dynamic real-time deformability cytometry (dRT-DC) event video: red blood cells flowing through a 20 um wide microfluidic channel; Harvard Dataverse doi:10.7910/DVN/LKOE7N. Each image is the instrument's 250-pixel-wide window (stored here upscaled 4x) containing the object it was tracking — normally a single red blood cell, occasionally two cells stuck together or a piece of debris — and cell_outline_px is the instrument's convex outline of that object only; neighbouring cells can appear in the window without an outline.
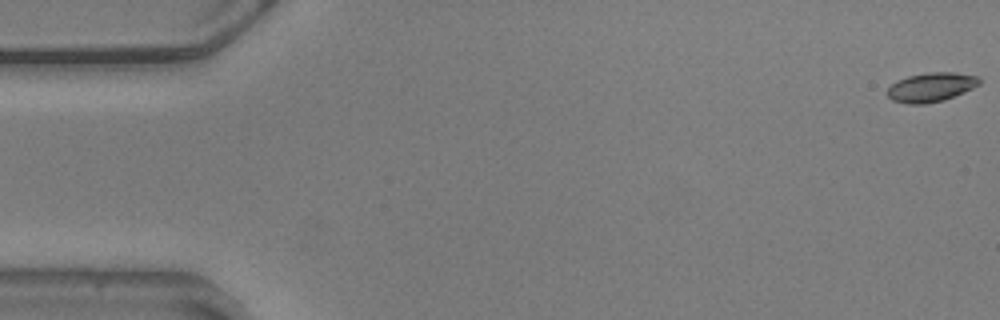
{"species": "common noctule bat (a hibernating species)", "species_latin": "Nyctalus noctula", "temperature_condition": "warm", "stored_images_in_passage": 56, "camera_frame_rate_fps": 3000, "um_per_image_px": 0.085, "animal": {"sex": "male", "body_mass_g": 20.5, "forearm_length_mm": 52.5}, "frame": {"image": 1, "passage_image": 1, "time_ms": 0.0, "image_size_px": [1000, 320], "cell_outline_px": [[980, 84], [964, 92], [944, 100], [924, 104], [908, 104], [892, 100], [884, 92], [896, 80], [908, 76], [928, 72], [956, 72], [980, 76]], "centroid_in_image_um": [79.13, 7.4], "position_along_channel_um": 5.9, "area_um2": 15.84}}
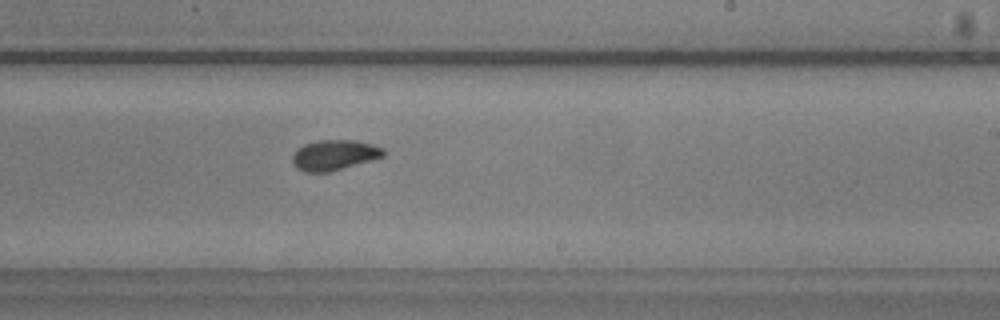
{"frame": {"image": 2, "passage_image": 34, "time_ms": 11.0, "image_size_px": [1000, 320], "cell_outline_px": [[384, 156], [372, 160], [328, 172], [304, 172], [296, 168], [292, 164], [292, 156], [296, 148], [304, 144], [316, 140], [356, 140], [372, 144], [384, 148]], "centroid_in_image_um": [28.38, 13.17], "position_along_channel_um": 260.6, "area_um2": 16.24}}
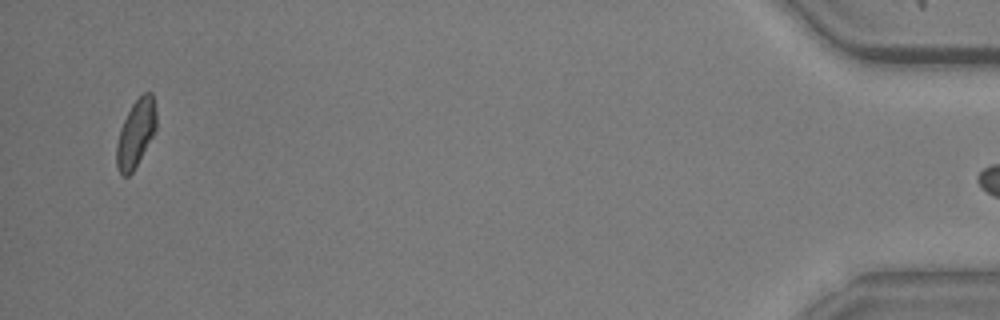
{"frame": {"image": 3, "passage_image": 55, "time_ms": 18.0, "image_size_px": [1000, 320], "cell_outline_px": [[156, 128], [152, 136], [132, 172], [128, 176], [124, 176], [116, 168], [116, 144], [120, 128], [132, 104], [144, 92], [152, 92], [156, 112]], "centroid_in_image_um": [11.53, 11.32], "position_along_channel_um": 423.7, "area_um2": 15.37}}